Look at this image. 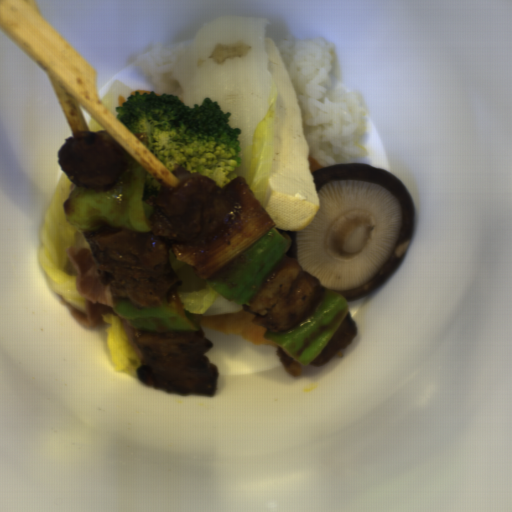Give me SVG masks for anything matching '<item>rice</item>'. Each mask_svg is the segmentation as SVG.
Returning <instances> with one entry per match:
<instances>
[{"instance_id": "1", "label": "rice", "mask_w": 512, "mask_h": 512, "mask_svg": "<svg viewBox=\"0 0 512 512\" xmlns=\"http://www.w3.org/2000/svg\"><path fill=\"white\" fill-rule=\"evenodd\" d=\"M274 44L297 97L308 156L323 168L361 164L370 122L362 98L332 81L328 44L321 38Z\"/></svg>"}, {"instance_id": "2", "label": "rice", "mask_w": 512, "mask_h": 512, "mask_svg": "<svg viewBox=\"0 0 512 512\" xmlns=\"http://www.w3.org/2000/svg\"><path fill=\"white\" fill-rule=\"evenodd\" d=\"M187 44L163 45L162 41L156 40L147 52L135 57L140 71L151 77V88L155 94L160 96L168 92L177 95L185 104V92L174 72Z\"/></svg>"}]
</instances>
